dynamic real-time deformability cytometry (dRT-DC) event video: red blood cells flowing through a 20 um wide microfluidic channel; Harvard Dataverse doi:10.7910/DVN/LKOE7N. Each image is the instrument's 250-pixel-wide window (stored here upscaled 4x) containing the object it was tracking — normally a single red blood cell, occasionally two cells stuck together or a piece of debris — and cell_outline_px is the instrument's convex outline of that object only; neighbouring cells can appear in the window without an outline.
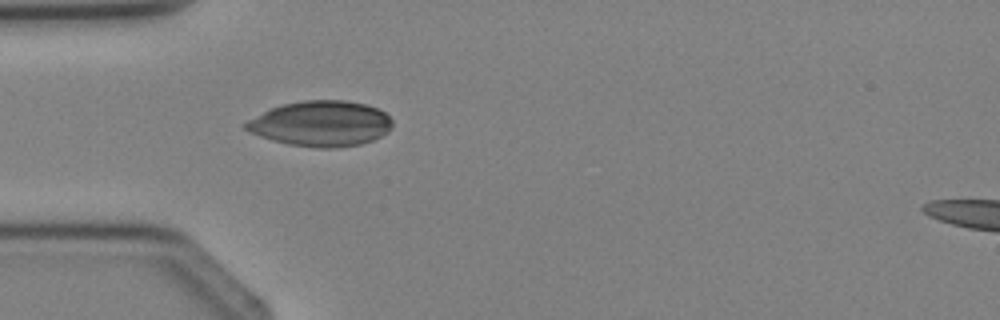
{"species": "Egyptian fruit bat (a non-hibernating species)", "species_latin": "Rousettus aegyptiacus", "temperature_condition": "cold", "stored_images_in_passage": 4, "segment_of_instrument_passage": [1, 2], "camera_frame_rate_fps": 3000, "um_per_image_px": 0.085, "animal": {"sex": "female"}, "frame": {"image": 1, "passage_image": 3, "time_ms": 2.667, "image_size_px": [1000, 320], "cell_outline_px": [[392, 128], [388, 132], [372, 140], [360, 144], [336, 148], [320, 148], [288, 144], [272, 140], [260, 136], [244, 128], [244, 124], [248, 120], [272, 108], [284, 104], [304, 100], [344, 100], [364, 104], [376, 108], [384, 112], [392, 120]], "centroid_in_image_um": [27.3, 10.51], "position_along_channel_um": 57.7, "area_um2": 38.49}}